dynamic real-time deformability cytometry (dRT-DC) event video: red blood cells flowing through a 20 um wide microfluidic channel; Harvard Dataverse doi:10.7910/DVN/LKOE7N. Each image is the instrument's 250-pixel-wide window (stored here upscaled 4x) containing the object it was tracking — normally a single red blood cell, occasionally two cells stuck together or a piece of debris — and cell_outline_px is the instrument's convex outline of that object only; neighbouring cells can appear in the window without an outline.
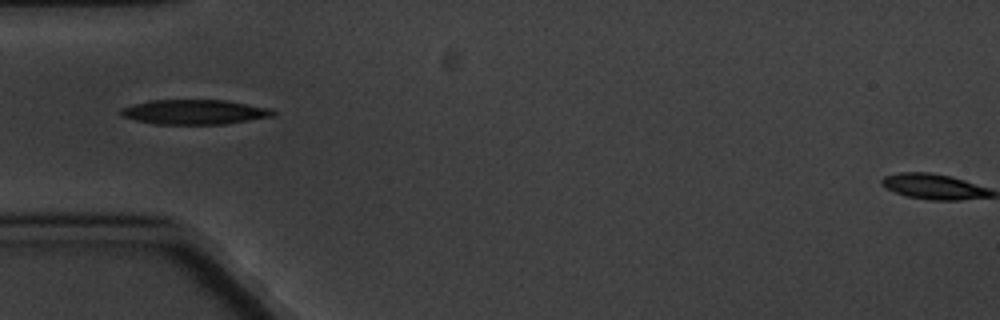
{"species": "common noctule bat (a hibernating species)", "species_latin": "Nyctalus noctula", "temperature_condition": "cold", "stored_images_in_passage": 8, "camera_frame_rate_fps": 3000, "um_per_image_px": 0.085, "animal": {"sex": "male", "body_mass_g": 20.1, "forearm_length_mm": 53.5}, "frame": {"image": 1, "passage_image": 4, "time_ms": 3.333, "image_size_px": [1000, 320], "cell_outline_px": [[276, 116], [224, 124], [152, 124], [120, 116], [120, 108], [152, 100], [224, 100], [268, 108], [276, 112]], "centroid_in_image_um": [16.52, 9.53], "position_along_channel_um": 68.5, "area_um2": 21.85}}